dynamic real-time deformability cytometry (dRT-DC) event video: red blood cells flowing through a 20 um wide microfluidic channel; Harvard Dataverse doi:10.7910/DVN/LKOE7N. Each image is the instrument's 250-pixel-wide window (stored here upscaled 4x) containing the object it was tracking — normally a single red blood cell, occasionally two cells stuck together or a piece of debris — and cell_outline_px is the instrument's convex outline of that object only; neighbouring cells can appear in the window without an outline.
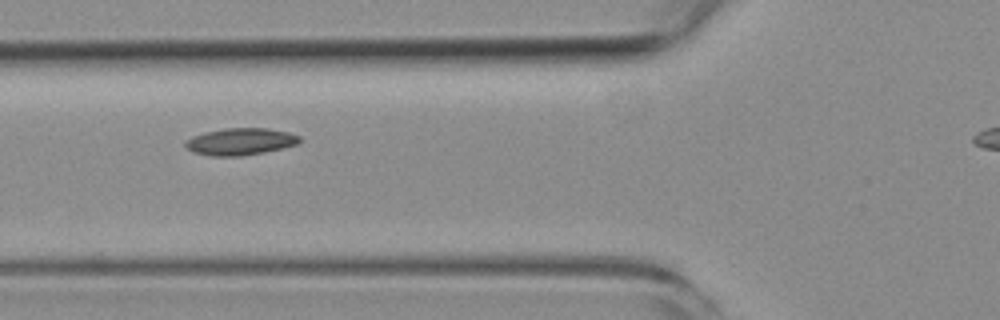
{"species": "common noctule bat (a hibernating species)", "species_latin": "Nyctalus noctula", "temperature_condition": "room temperature", "stored_images_in_passage": 8, "segment_of_instrument_passage": [1, 2], "camera_frame_rate_fps": 3000, "um_per_image_px": 0.085, "animal": {"sex": "female", "body_mass_g": 19.3, "forearm_length_mm": 54.1}, "frame": {"image": 1, "passage_image": 3, "time_ms": 2.0, "image_size_px": [1000, 320], "cell_outline_px": [[300, 144], [264, 152], [240, 156], [212, 156], [192, 152], [184, 144], [184, 140], [192, 136], [204, 132], [224, 128], [268, 128], [288, 132], [300, 136]], "centroid_in_image_um": [20.42, 12.03], "position_along_channel_um": 105.4, "area_um2": 18.09}}
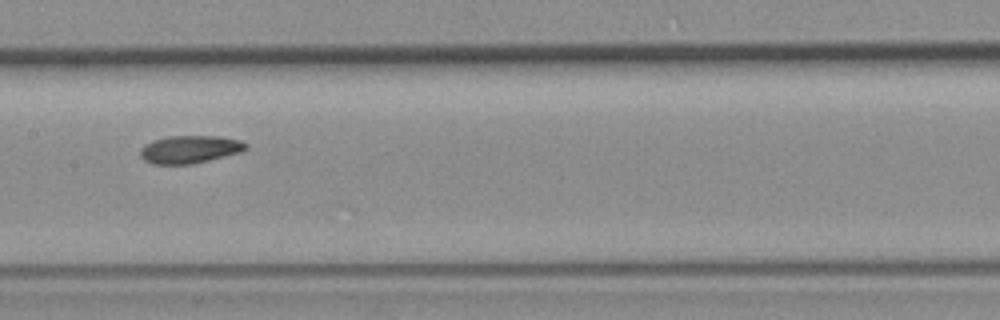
{"frame": {"image": 2, "passage_image": 5, "time_ms": 4.333, "image_size_px": [1000, 320], "cell_outline_px": [[248, 148], [240, 152], [192, 164], [152, 164], [144, 160], [140, 156], [140, 148], [144, 144], [168, 136], [220, 136], [240, 140], [248, 144]], "centroid_in_image_um": [16.13, 12.69], "position_along_channel_um": 191.3, "area_um2": 17.05}}
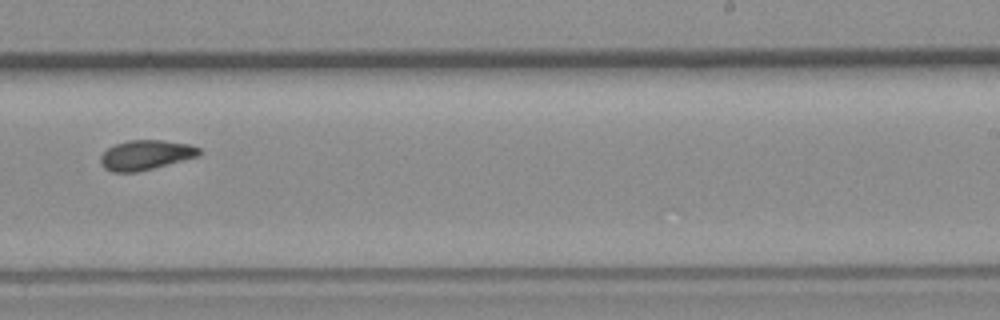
{"frame": {"image": 3, "passage_image": 7, "time_ms": 6.667, "image_size_px": [1000, 320], "cell_outline_px": [[200, 156], [136, 172], [112, 172], [104, 168], [100, 164], [100, 156], [108, 148], [116, 144], [128, 140], [164, 140], [188, 144], [200, 148]], "centroid_in_image_um": [12.37, 13.17], "position_along_channel_um": 276.6, "area_um2": 17.05}}